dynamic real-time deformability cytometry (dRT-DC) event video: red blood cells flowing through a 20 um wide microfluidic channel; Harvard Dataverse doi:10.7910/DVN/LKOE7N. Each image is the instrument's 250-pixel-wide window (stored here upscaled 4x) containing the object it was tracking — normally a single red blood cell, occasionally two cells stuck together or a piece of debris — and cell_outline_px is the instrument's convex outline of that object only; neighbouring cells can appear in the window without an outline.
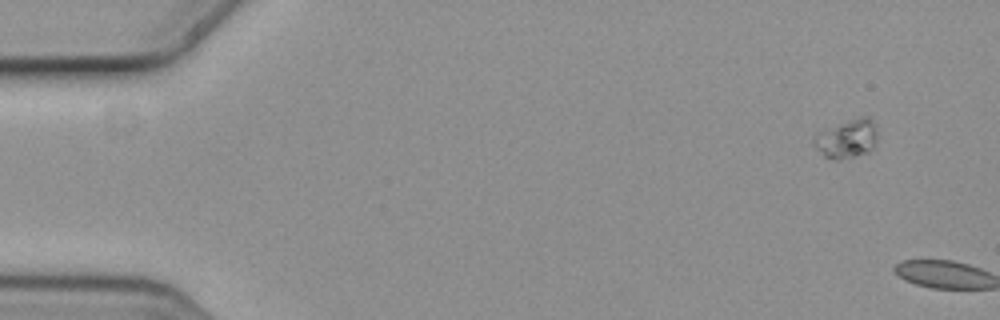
{"species": "common noctule bat (a hibernating species)", "species_latin": "Nyctalus noctula", "temperature_condition": "cold", "stored_images_in_passage": 2, "camera_frame_rate_fps": 3000, "um_per_image_px": 0.085, "animal": {"sex": "female", "body_mass_g": 19.3, "forearm_length_mm": 54.1}, "frame": {"image": 1, "passage_image": 1, "time_ms": 0.0, "image_size_px": [1000, 320], "cell_outline_px": [[876, 140], [872, 148], [868, 152], [840, 160], [836, 160], [824, 156], [816, 148], [812, 140], [812, 136], [816, 132], [848, 120], [860, 116], [872, 116], [876, 124]], "centroid_in_image_um": [71.98, 11.76], "position_along_channel_um": 13.0, "area_um2": 14.57}}